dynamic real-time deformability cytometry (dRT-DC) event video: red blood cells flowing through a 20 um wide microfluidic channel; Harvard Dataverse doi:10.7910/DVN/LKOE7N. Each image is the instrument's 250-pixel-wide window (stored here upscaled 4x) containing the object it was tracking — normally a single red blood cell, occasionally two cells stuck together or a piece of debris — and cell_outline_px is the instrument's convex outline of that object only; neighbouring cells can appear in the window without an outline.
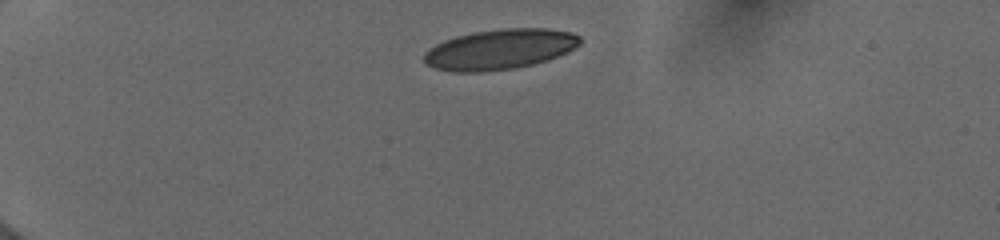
{"species": "human", "species_latin": "Homo sapiens", "temperature_condition": "cold", "stored_images_in_passage": 9, "camera_frame_rate_fps": 3000, "um_per_image_px": 0.085, "donor": {"sex": "female"}, "frame": {"image": 1, "passage_image": 1, "time_ms": 0.0, "image_size_px": [1000, 240], "cell_outline_px": [[580, 44], [568, 52], [548, 60], [516, 68], [484, 72], [452, 72], [436, 68], [428, 64], [424, 60], [424, 52], [436, 44], [444, 40], [456, 36], [472, 32], [504, 28], [548, 28], [572, 32], [580, 36]], "centroid_in_image_um": [42.5, 4.19], "position_along_channel_um": 42.5, "area_um2": 36.76}}
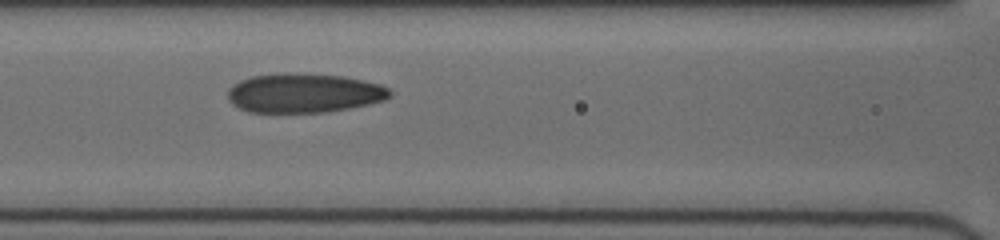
{"frame": {"image": 2, "passage_image": 6, "time_ms": 4.0, "image_size_px": [1000, 240], "cell_outline_px": [[392, 96], [384, 100], [368, 104], [328, 112], [248, 112], [232, 104], [228, 100], [228, 88], [232, 84], [240, 80], [252, 76], [284, 72], [344, 76], [364, 80], [380, 84], [388, 88], [392, 92]], "centroid_in_image_um": [25.83, 7.9], "position_along_channel_um": 140.8, "area_um2": 37.34}}
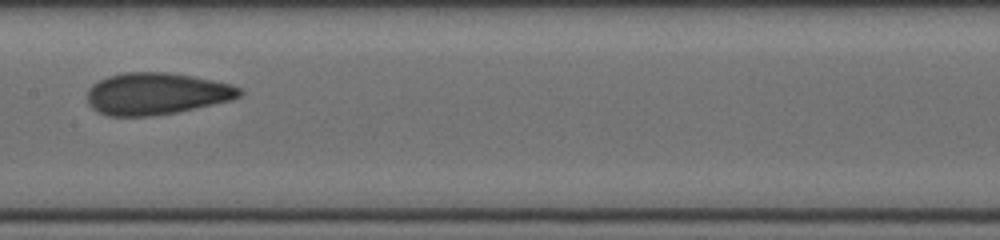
{"frame": {"image": 3, "passage_image": 8, "time_ms": 5.333, "image_size_px": [1000, 240], "cell_outline_px": [[244, 92], [240, 96], [232, 100], [176, 112], [152, 116], [108, 116], [96, 112], [88, 104], [88, 88], [92, 84], [108, 76], [124, 72], [168, 72], [192, 76], [232, 84], [240, 88]], "centroid_in_image_um": [13.28, 7.96], "position_along_channel_um": 194.1, "area_um2": 37.34}}